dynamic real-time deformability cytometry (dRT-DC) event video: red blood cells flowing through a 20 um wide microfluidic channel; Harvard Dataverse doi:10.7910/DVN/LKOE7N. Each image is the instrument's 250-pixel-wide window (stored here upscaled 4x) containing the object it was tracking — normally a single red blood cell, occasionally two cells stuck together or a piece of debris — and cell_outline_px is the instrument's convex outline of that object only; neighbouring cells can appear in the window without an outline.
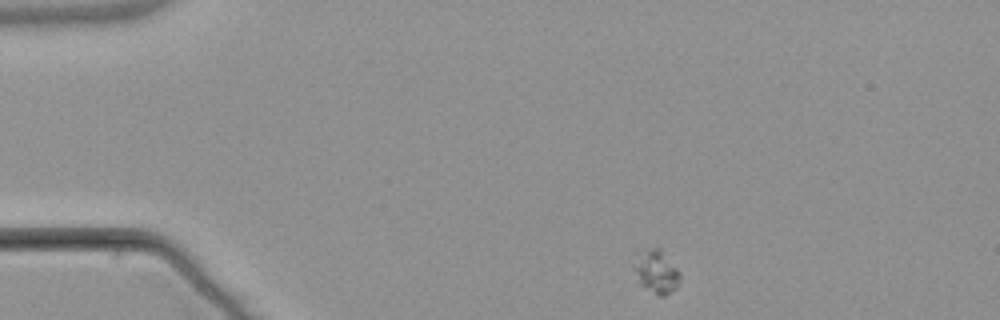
{"species": "common noctule bat (a hibernating species)", "species_latin": "Nyctalus noctula", "temperature_condition": "warm", "stored_images_in_passage": 4, "camera_frame_rate_fps": 3000, "um_per_image_px": 0.085, "animal": {"sex": "male", "body_mass_g": 21.5, "forearm_length_mm": 52.0}, "frame": {"image": 1, "passage_image": 1, "time_ms": 0.0, "image_size_px": [1000, 320], "cell_outline_px": [[680, 276], [676, 288], [664, 296], [660, 296], [640, 284], [636, 268], [644, 248], [660, 248], [680, 272]], "centroid_in_image_um": [55.88, 23.11], "position_along_channel_um": 29.1, "area_um2": 10.75}}
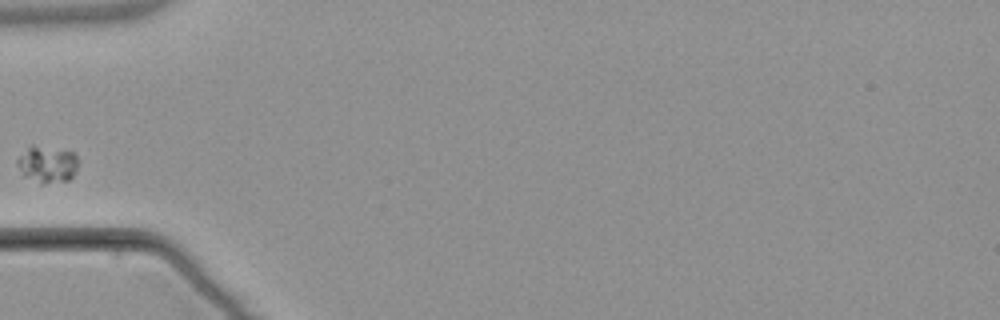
{"frame": {"image": 2, "passage_image": 4, "time_ms": 3.333, "image_size_px": [1000, 320], "cell_outline_px": [[76, 168], [72, 176], [68, 180], [44, 184], [40, 184], [24, 176], [16, 164], [16, 160], [28, 144], [32, 144], [72, 152], [76, 156]], "centroid_in_image_um": [3.95, 13.95], "position_along_channel_um": 81.1, "area_um2": 13.06}}